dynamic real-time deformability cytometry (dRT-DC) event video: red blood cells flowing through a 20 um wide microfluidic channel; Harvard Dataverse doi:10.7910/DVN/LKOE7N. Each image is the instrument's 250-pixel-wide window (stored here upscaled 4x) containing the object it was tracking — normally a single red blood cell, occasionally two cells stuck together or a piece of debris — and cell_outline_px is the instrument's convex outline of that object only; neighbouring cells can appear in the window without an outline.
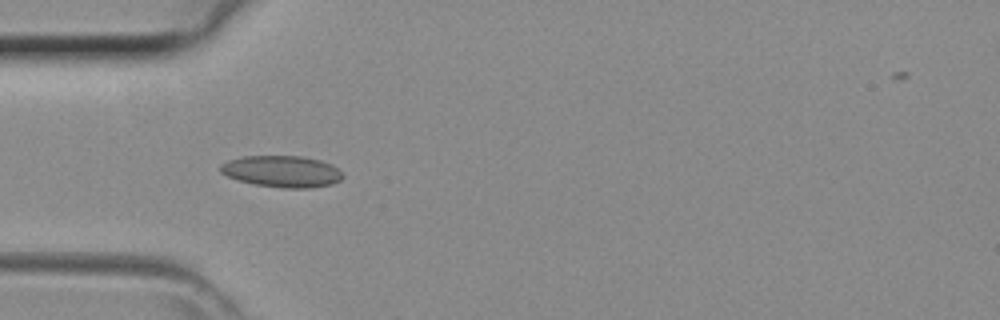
{"species": "common noctule bat (a hibernating species)", "species_latin": "Nyctalus noctula", "temperature_condition": "room temperature", "stored_images_in_passage": 28, "camera_frame_rate_fps": 3000, "um_per_image_px": 0.085, "animal": {"sex": "female", "body_mass_g": 29.2, "forearm_length_mm": 56.3}, "frame": {"image": 1, "passage_image": 1, "time_ms": 0.0, "image_size_px": [1000, 320], "cell_outline_px": [[344, 176], [340, 180], [332, 184], [308, 188], [284, 188], [256, 184], [240, 180], [228, 176], [220, 172], [220, 164], [228, 160], [240, 156], [304, 156], [320, 160], [332, 164]], "centroid_in_image_um": [23.96, 14.56], "position_along_channel_um": 61.0, "area_um2": 22.43}}
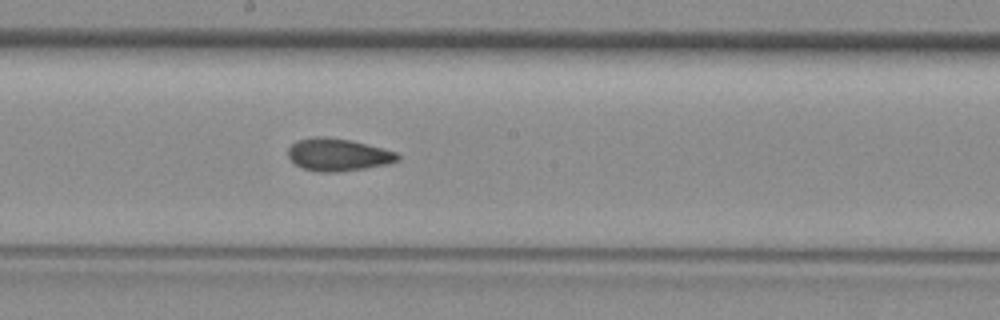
{"frame": {"image": 2, "passage_image": 11, "time_ms": 3.333, "image_size_px": [1000, 320], "cell_outline_px": [[400, 160], [388, 164], [364, 168], [336, 172], [320, 172], [304, 168], [296, 164], [288, 156], [288, 148], [296, 140], [316, 136], [328, 136], [352, 140], [384, 148], [396, 152], [400, 156]], "centroid_in_image_um": [28.75, 13.13], "position_along_channel_um": 219.4, "area_um2": 20.87}}
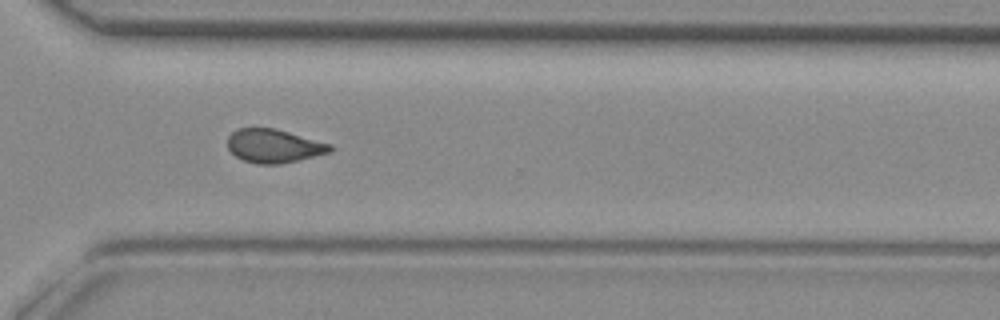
{"frame": {"image": 3, "passage_image": 19, "time_ms": 6.0, "image_size_px": [1000, 320], "cell_outline_px": [[332, 152], [280, 164], [260, 164], [244, 160], [236, 156], [228, 148], [228, 136], [236, 128], [272, 128], [288, 132], [332, 144]], "centroid_in_image_um": [23.28, 12.4], "position_along_channel_um": 347.3, "area_um2": 19.88}}